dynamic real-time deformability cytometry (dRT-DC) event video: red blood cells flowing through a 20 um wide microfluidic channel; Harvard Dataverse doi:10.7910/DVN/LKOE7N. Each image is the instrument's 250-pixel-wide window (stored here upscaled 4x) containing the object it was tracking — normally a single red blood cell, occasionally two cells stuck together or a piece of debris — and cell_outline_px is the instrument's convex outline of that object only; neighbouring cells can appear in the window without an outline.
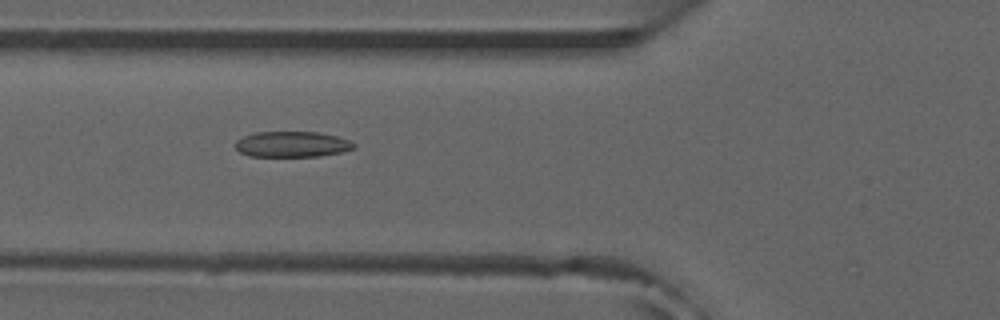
{"species": "common noctule bat (a hibernating species)", "species_latin": "Nyctalus noctula", "temperature_condition": "room temperature", "stored_images_in_passage": 8, "camera_frame_rate_fps": 3000, "um_per_image_px": 0.085, "animal": {"sex": "male", "forearm_length_mm": 52.5}, "frame": {"image": 1, "passage_image": 4, "time_ms": 1.0, "image_size_px": [1000, 320], "cell_outline_px": [[356, 148], [340, 152], [320, 156], [248, 156], [240, 152], [236, 148], [236, 140], [244, 136], [256, 132], [316, 132], [336, 136], [348, 140], [356, 144]], "centroid_in_image_um": [24.82, 12.26], "position_along_channel_um": 101.0, "area_um2": 17.63}}
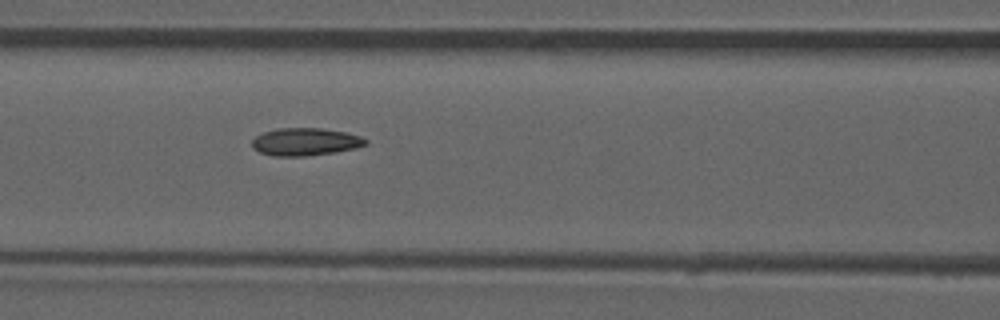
{"frame": {"image": 2, "passage_image": 7, "time_ms": 2.0, "image_size_px": [1000, 320], "cell_outline_px": [[368, 144], [356, 148], [336, 152], [308, 156], [272, 156], [260, 152], [252, 148], [252, 140], [256, 136], [264, 132], [276, 128], [320, 128], [344, 132], [360, 136], [368, 140]], "centroid_in_image_um": [25.95, 12.06], "position_along_channel_um": 140.7, "area_um2": 18.38}}